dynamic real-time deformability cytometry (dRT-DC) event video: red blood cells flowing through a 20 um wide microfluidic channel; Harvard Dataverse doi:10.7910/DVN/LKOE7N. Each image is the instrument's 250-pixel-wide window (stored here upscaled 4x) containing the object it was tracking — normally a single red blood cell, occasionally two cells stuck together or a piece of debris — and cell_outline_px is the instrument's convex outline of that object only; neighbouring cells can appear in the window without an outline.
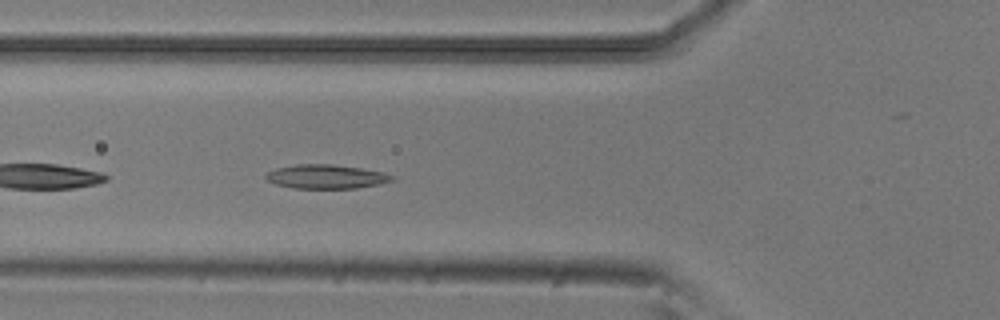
{"species": "common noctule bat (a hibernating species)", "species_latin": "Nyctalus noctula", "temperature_condition": "room temperature", "stored_images_in_passage": 36, "camera_frame_rate_fps": 3000, "um_per_image_px": 0.085, "animal": {"sex": "male", "body_mass_g": 20.5, "forearm_length_mm": 52.5}, "frame": {"image": 1, "passage_image": 4, "time_ms": 1.0, "image_size_px": [1000, 320], "cell_outline_px": [[396, 180], [380, 184], [356, 188], [292, 188], [276, 184], [268, 180], [264, 176], [268, 172], [276, 168], [296, 164], [332, 164], [360, 168], [380, 172], [396, 176]], "centroid_in_image_um": [27.74, 15.01], "position_along_channel_um": 98.1, "area_um2": 17.63}}
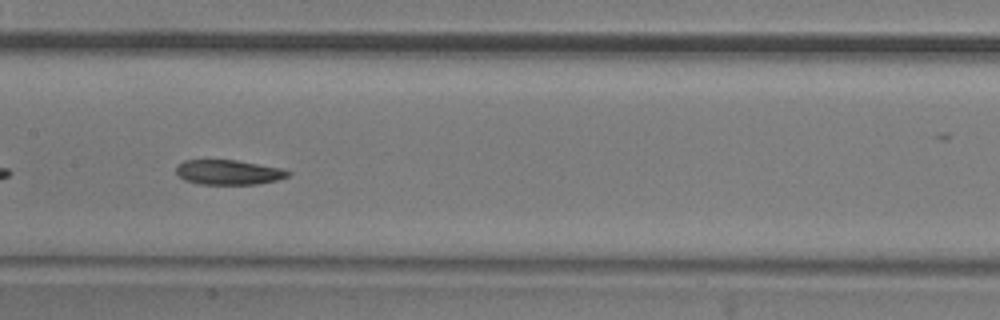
{"frame": {"image": 2, "passage_image": 11, "time_ms": 3.333, "image_size_px": [1000, 320], "cell_outline_px": [[292, 172], [288, 176], [276, 180], [256, 184], [200, 184], [184, 180], [176, 172], [176, 168], [184, 160], [236, 160], [280, 168]], "centroid_in_image_um": [19.42, 14.64], "position_along_channel_um": 188.0, "area_um2": 15.95}}
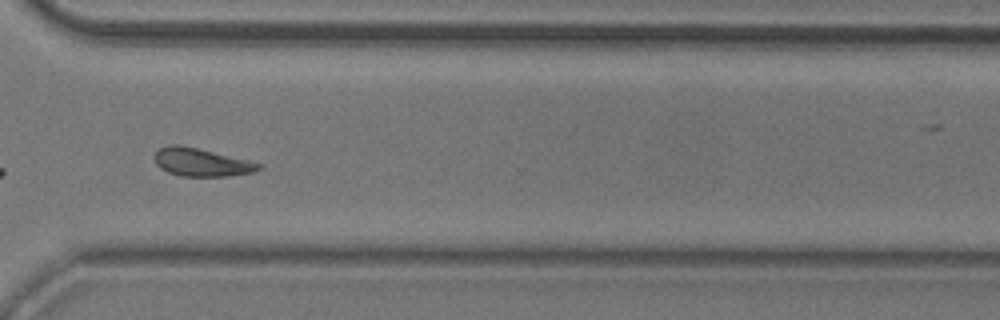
{"frame": {"image": 3, "passage_image": 24, "time_ms": 7.667, "image_size_px": [1000, 320], "cell_outline_px": [[264, 168], [252, 172], [228, 176], [180, 176], [168, 172], [160, 168], [156, 164], [152, 156], [160, 148], [168, 144], [180, 144], [248, 160], [264, 164]], "centroid_in_image_um": [17.1, 13.79], "position_along_channel_um": 353.5, "area_um2": 17.17}, "authors_computed_cell_mechanics": {"area_um2": 16.3285, "velocity_mm_per_s": 3.8341, "shape_relaxation_time_tau1_ms": 4.0566, "shape_relaxation_time_tau2_ms": null, "deformation_change_tau1": 0.1024, "deformation_change_tau2": null}}